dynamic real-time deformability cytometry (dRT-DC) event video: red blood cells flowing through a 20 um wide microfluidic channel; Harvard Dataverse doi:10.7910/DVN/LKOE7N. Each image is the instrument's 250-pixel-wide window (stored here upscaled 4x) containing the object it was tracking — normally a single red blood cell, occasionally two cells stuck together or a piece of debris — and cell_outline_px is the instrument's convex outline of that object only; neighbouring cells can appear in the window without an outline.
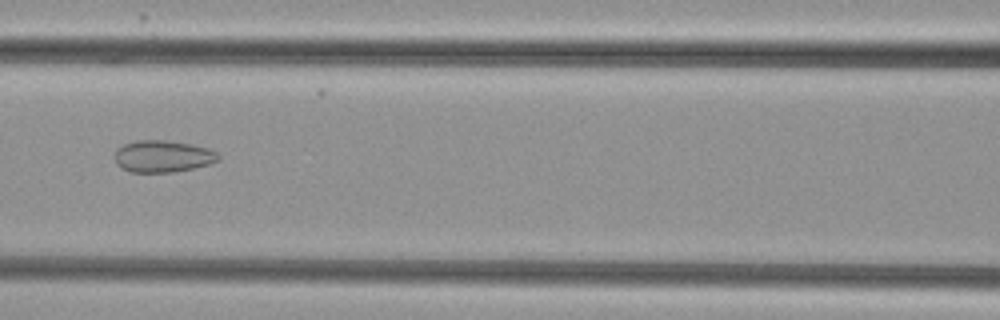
{"species": "common noctule bat (a hibernating species)", "species_latin": "Nyctalus noctula", "temperature_condition": "cold", "stored_images_in_passage": 41, "camera_frame_rate_fps": 3000, "um_per_image_px": 0.085, "animal": {"sex": "female", "body_mass_g": 29.2, "forearm_length_mm": 56.3}, "frame": {"image": 1, "passage_image": 12, "time_ms": 3.667, "image_size_px": [1000, 320], "cell_outline_px": [[220, 160], [208, 164], [192, 168], [172, 172], [132, 172], [116, 164], [116, 148], [124, 144], [136, 140], [164, 140], [192, 144], [208, 148], [216, 152], [220, 156]], "centroid_in_image_um": [13.85, 13.27], "position_along_channel_um": 152.8, "area_um2": 19.13}}
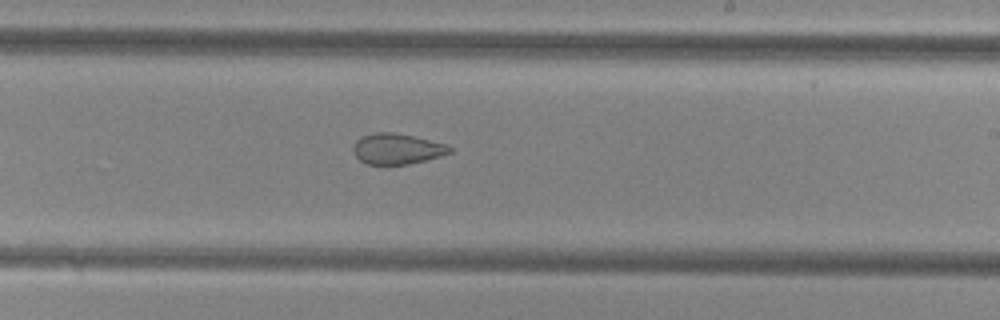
{"frame": {"image": 2, "passage_image": 20, "time_ms": 6.333, "image_size_px": [1000, 320], "cell_outline_px": [[452, 152], [440, 156], [408, 164], [364, 164], [352, 152], [352, 148], [356, 140], [360, 136], [372, 132], [392, 132], [412, 136], [444, 144], [452, 148]], "centroid_in_image_um": [33.67, 12.65], "position_along_channel_um": 255.3, "area_um2": 17.17}}
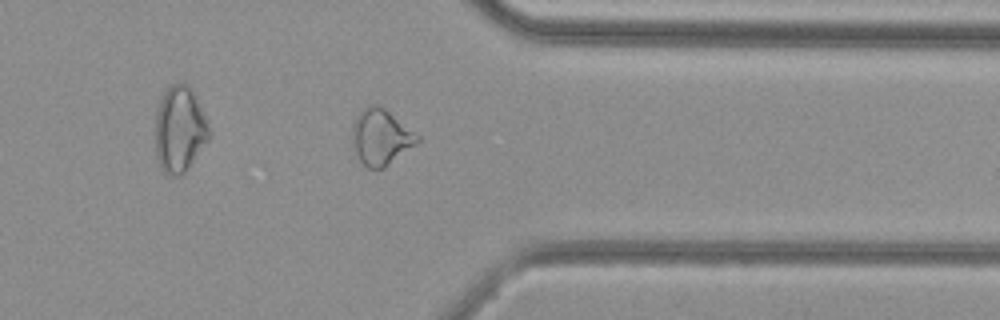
{"frame": {"image": 3, "passage_image": 30, "time_ms": 9.667, "image_size_px": [1000, 320], "cell_outline_px": [[420, 140], [416, 144], [384, 168], [368, 168], [360, 160], [352, 144], [352, 128], [356, 116], [368, 104], [376, 104], [384, 108], [420, 136]], "centroid_in_image_um": [32.36, 11.64], "position_along_channel_um": 379.0, "area_um2": 20.92}, "authors_computed_cell_mechanics": {"area_um2": 20.6924, "velocity_mm_per_s": 3.8542, "shape_relaxation_time_tau1_ms": null, "shape_relaxation_time_tau2_ms": 2.0379, "deformation_change_tau1": null, "deformation_change_tau2": 0.0855}}